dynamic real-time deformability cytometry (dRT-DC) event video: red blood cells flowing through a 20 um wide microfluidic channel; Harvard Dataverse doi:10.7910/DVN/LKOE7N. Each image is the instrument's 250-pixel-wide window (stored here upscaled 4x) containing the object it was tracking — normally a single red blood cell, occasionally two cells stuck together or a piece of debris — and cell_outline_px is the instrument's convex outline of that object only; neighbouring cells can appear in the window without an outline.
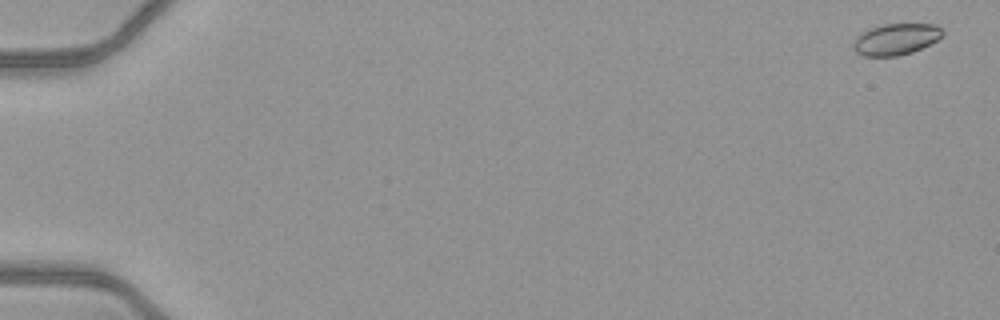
{"species": "common noctule bat (a hibernating species)", "species_latin": "Nyctalus noctula", "temperature_condition": "warm", "stored_images_in_passage": 54, "camera_frame_rate_fps": 3000, "um_per_image_px": 0.085, "animal": {"sex": "female", "body_mass_g": 21.9}, "frame": {"image": 1, "passage_image": 2, "time_ms": 0.333, "image_size_px": [1000, 320], "cell_outline_px": [[944, 36], [912, 52], [896, 56], [864, 56], [856, 52], [852, 44], [856, 36], [860, 32], [880, 24], [936, 24], [944, 32]], "centroid_in_image_um": [76.12, 3.32], "position_along_channel_um": 8.9, "area_um2": 16.36}}
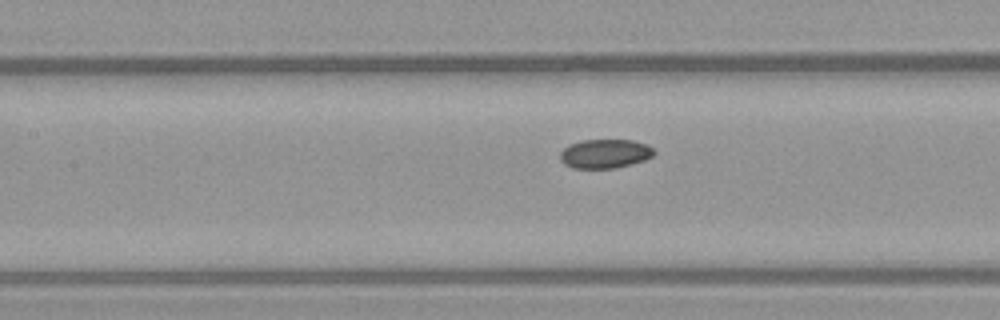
{"frame": {"image": 2, "passage_image": 26, "time_ms": 8.333, "image_size_px": [1000, 320], "cell_outline_px": [[656, 152], [652, 156], [644, 160], [632, 164], [616, 168], [572, 168], [564, 164], [560, 160], [560, 152], [568, 144], [580, 140], [632, 140], [648, 144]], "centroid_in_image_um": [51.41, 13.06], "position_along_channel_um": 156.0, "area_um2": 16.07}}
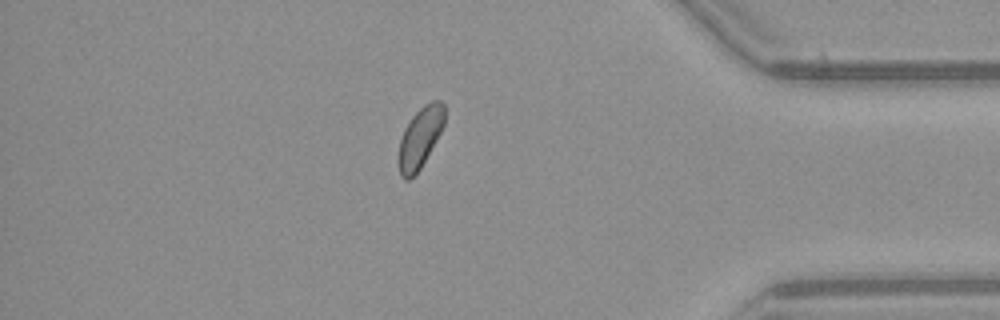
{"frame": {"image": 3, "passage_image": 46, "time_ms": 15.0, "image_size_px": [1000, 320], "cell_outline_px": [[444, 124], [440, 132], [420, 168], [408, 180], [404, 180], [400, 176], [396, 160], [396, 156], [400, 140], [404, 128], [412, 116], [424, 104], [432, 100], [440, 100], [444, 104]], "centroid_in_image_um": [35.65, 11.71], "position_along_channel_um": 399.5, "area_um2": 16.3}}